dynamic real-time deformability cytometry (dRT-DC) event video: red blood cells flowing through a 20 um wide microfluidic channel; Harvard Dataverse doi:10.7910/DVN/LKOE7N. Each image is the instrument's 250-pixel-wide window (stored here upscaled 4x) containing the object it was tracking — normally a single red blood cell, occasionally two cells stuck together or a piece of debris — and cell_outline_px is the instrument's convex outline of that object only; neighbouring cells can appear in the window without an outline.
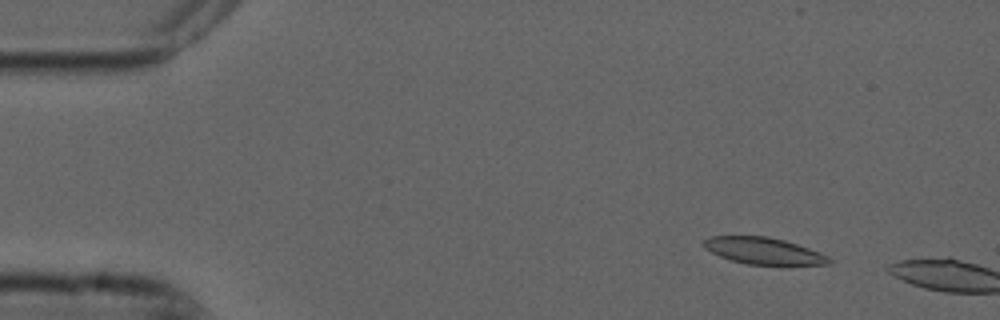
{"species": "common noctule bat (a hibernating species)", "species_latin": "Nyctalus noctula", "temperature_condition": "cold", "stored_images_in_passage": 7, "camera_frame_rate_fps": 3000, "um_per_image_px": 0.085, "animal": {"sex": "male", "forearm_length_mm": 52.5}, "frame": {"image": 1, "passage_image": 5, "time_ms": 1.333, "image_size_px": [1000, 320], "cell_outline_px": [[832, 264], [748, 264], [732, 260], [720, 256], [704, 248], [700, 244], [704, 240], [712, 236], [768, 236], [784, 240], [820, 252], [828, 256], [832, 260]], "centroid_in_image_um": [64.88, 21.31], "position_along_channel_um": 20.1, "area_um2": 19.25}}